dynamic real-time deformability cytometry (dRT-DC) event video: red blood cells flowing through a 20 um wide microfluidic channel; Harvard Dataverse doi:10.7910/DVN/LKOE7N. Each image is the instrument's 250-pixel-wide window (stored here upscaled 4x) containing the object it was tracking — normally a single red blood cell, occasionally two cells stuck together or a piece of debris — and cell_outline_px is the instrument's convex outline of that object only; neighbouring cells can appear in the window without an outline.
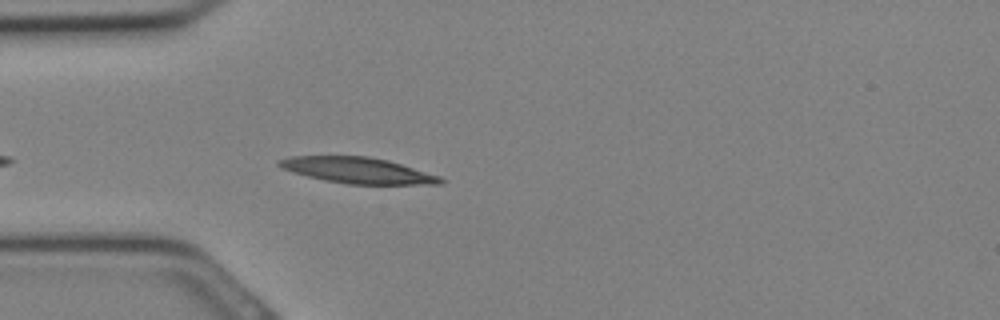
{"species": "Egyptian fruit bat (a non-hibernating species)", "species_latin": "Rousettus aegyptiacus", "temperature_condition": "cold", "stored_images_in_passage": 14, "camera_frame_rate_fps": 3000, "um_per_image_px": 0.085, "animal": {"sex": "female"}, "frame": {"image": 1, "passage_image": 2, "time_ms": 0.333, "image_size_px": [1000, 320], "cell_outline_px": [[444, 184], [348, 184], [324, 180], [308, 176], [284, 168], [276, 164], [276, 160], [288, 156], [368, 156], [388, 160], [440, 176], [444, 180]], "centroid_in_image_um": [30.41, 14.47], "position_along_channel_um": 54.6, "area_um2": 24.22}}
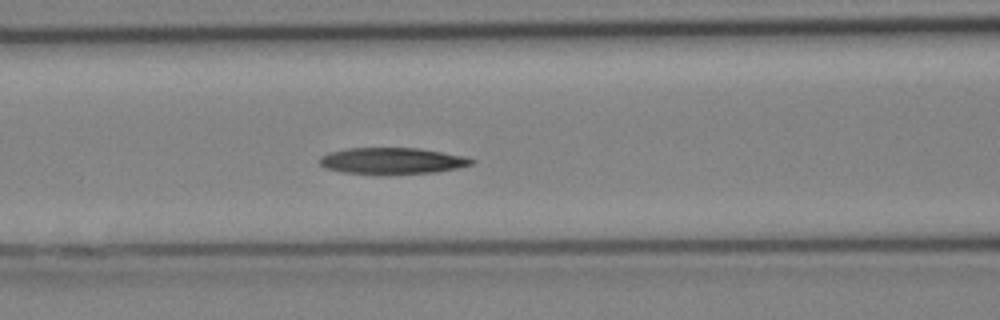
{"frame": {"image": 2, "passage_image": 6, "time_ms": 1.667, "image_size_px": [1000, 320], "cell_outline_px": [[476, 160], [472, 164], [456, 168], [432, 172], [384, 176], [344, 172], [324, 168], [320, 164], [320, 156], [328, 152], [348, 148], [420, 148], [468, 156]], "centroid_in_image_um": [33.33, 13.68], "position_along_channel_um": 133.3, "area_um2": 23.93}}
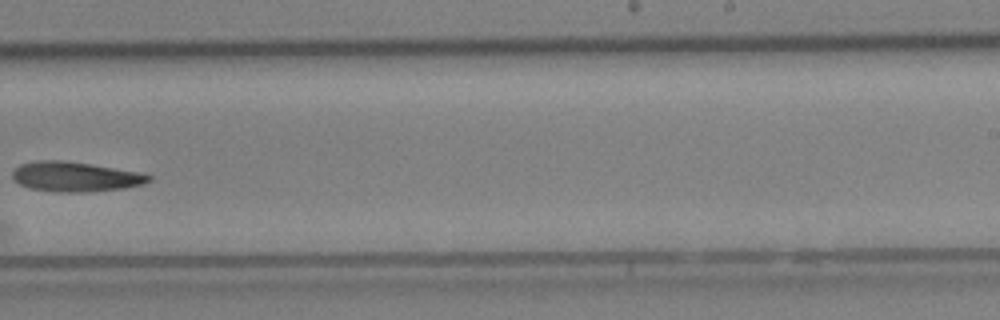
{"frame": {"image": 3, "passage_image": 13, "time_ms": 4.0, "image_size_px": [1000, 320], "cell_outline_px": [[152, 180], [140, 184], [124, 188], [80, 192], [56, 192], [32, 188], [20, 184], [12, 176], [12, 172], [20, 164], [36, 160], [64, 160], [92, 164], [136, 172], [152, 176]], "centroid_in_image_um": [6.36, 15.01], "position_along_channel_um": 282.6, "area_um2": 23.35}}